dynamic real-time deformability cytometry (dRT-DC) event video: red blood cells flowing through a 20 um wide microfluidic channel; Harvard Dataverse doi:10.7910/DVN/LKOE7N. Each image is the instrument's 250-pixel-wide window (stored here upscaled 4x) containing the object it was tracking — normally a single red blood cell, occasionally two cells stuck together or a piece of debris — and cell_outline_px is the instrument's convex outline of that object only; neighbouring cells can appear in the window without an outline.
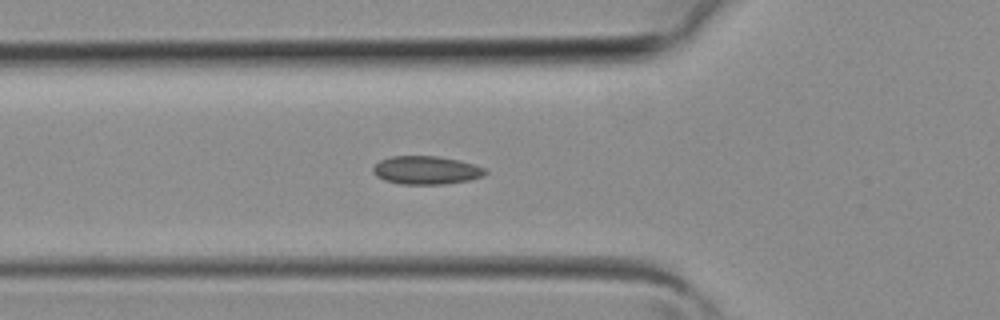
{"species": "common noctule bat (a hibernating species)", "species_latin": "Nyctalus noctula", "temperature_condition": "room temperature", "stored_images_in_passage": 40, "camera_frame_rate_fps": 3000, "um_per_image_px": 0.085, "animal": {"sex": "female", "body_mass_g": 19.3, "forearm_length_mm": 54.1}, "frame": {"image": 1, "passage_image": 13, "time_ms": 4.0, "image_size_px": [1000, 320], "cell_outline_px": [[488, 172], [484, 176], [468, 180], [444, 184], [400, 184], [384, 180], [376, 176], [372, 172], [372, 168], [380, 160], [392, 156], [436, 156], [460, 160], [476, 164], [484, 168]], "centroid_in_image_um": [36.23, 14.46], "position_along_channel_um": 89.6, "area_um2": 18.61}}
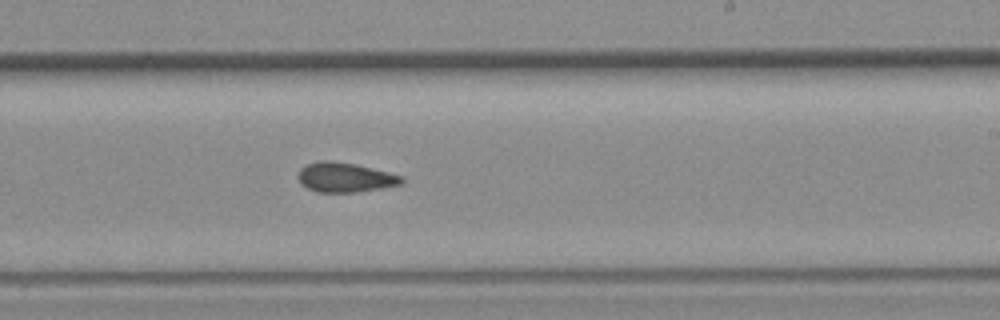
{"frame": {"image": 2, "passage_image": 23, "time_ms": 7.333, "image_size_px": [1000, 320], "cell_outline_px": [[404, 184], [380, 188], [352, 192], [316, 192], [308, 188], [300, 180], [300, 168], [304, 164], [320, 160], [328, 160], [352, 164], [388, 172], [404, 176]], "centroid_in_image_um": [29.35, 15.07], "position_along_channel_um": 259.6, "area_um2": 17.57}}
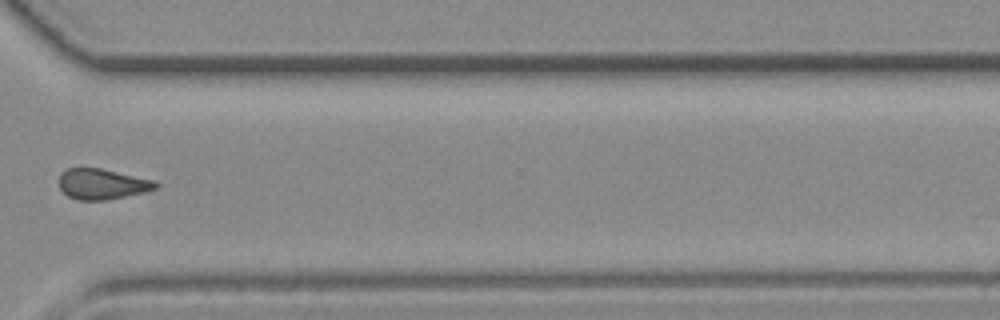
{"frame": {"image": 3, "passage_image": 29, "time_ms": 9.333, "image_size_px": [1000, 320], "cell_outline_px": [[160, 184], [156, 188], [144, 192], [104, 200], [76, 200], [68, 196], [60, 188], [60, 176], [68, 168], [100, 168], [156, 180]], "centroid_in_image_um": [8.72, 15.64], "position_along_channel_um": 361.9, "area_um2": 17.05}}